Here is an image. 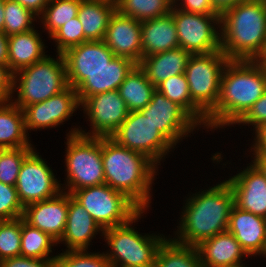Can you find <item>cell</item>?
Returning <instances> with one entry per match:
<instances>
[{"label":"cell","mask_w":266,"mask_h":267,"mask_svg":"<svg viewBox=\"0 0 266 267\" xmlns=\"http://www.w3.org/2000/svg\"><path fill=\"white\" fill-rule=\"evenodd\" d=\"M265 92L266 67L261 60H229L216 107L207 115V129L234 125Z\"/></svg>","instance_id":"cell-1"},{"label":"cell","mask_w":266,"mask_h":267,"mask_svg":"<svg viewBox=\"0 0 266 267\" xmlns=\"http://www.w3.org/2000/svg\"><path fill=\"white\" fill-rule=\"evenodd\" d=\"M186 198L177 231L172 240L179 244L197 246L201 241L226 232L234 206V193L225 179L213 187Z\"/></svg>","instance_id":"cell-2"},{"label":"cell","mask_w":266,"mask_h":267,"mask_svg":"<svg viewBox=\"0 0 266 267\" xmlns=\"http://www.w3.org/2000/svg\"><path fill=\"white\" fill-rule=\"evenodd\" d=\"M102 161L105 183L124 193L141 210L149 209L159 167L146 155L119 145L111 137H102Z\"/></svg>","instance_id":"cell-3"},{"label":"cell","mask_w":266,"mask_h":267,"mask_svg":"<svg viewBox=\"0 0 266 267\" xmlns=\"http://www.w3.org/2000/svg\"><path fill=\"white\" fill-rule=\"evenodd\" d=\"M221 51L229 60L266 56V5L245 0L220 15Z\"/></svg>","instance_id":"cell-4"},{"label":"cell","mask_w":266,"mask_h":267,"mask_svg":"<svg viewBox=\"0 0 266 267\" xmlns=\"http://www.w3.org/2000/svg\"><path fill=\"white\" fill-rule=\"evenodd\" d=\"M146 210H140L127 223L103 230V238L110 250L104 255L112 267H147L155 265L159 246L167 238L163 234H140L136 222Z\"/></svg>","instance_id":"cell-5"},{"label":"cell","mask_w":266,"mask_h":267,"mask_svg":"<svg viewBox=\"0 0 266 267\" xmlns=\"http://www.w3.org/2000/svg\"><path fill=\"white\" fill-rule=\"evenodd\" d=\"M66 135V181L61 184L62 191L72 194L78 189L105 184L102 137L81 135L79 127Z\"/></svg>","instance_id":"cell-6"},{"label":"cell","mask_w":266,"mask_h":267,"mask_svg":"<svg viewBox=\"0 0 266 267\" xmlns=\"http://www.w3.org/2000/svg\"><path fill=\"white\" fill-rule=\"evenodd\" d=\"M66 64L63 54L57 53L56 59L46 55L42 60L23 68L14 74V105L21 110L56 95L68 87Z\"/></svg>","instance_id":"cell-7"},{"label":"cell","mask_w":266,"mask_h":267,"mask_svg":"<svg viewBox=\"0 0 266 267\" xmlns=\"http://www.w3.org/2000/svg\"><path fill=\"white\" fill-rule=\"evenodd\" d=\"M229 59L221 51L191 54L184 72L191 100L208 115L217 104L221 74Z\"/></svg>","instance_id":"cell-8"},{"label":"cell","mask_w":266,"mask_h":267,"mask_svg":"<svg viewBox=\"0 0 266 267\" xmlns=\"http://www.w3.org/2000/svg\"><path fill=\"white\" fill-rule=\"evenodd\" d=\"M71 195L103 230L127 223L141 210L124 193L106 183L75 190Z\"/></svg>","instance_id":"cell-9"},{"label":"cell","mask_w":266,"mask_h":267,"mask_svg":"<svg viewBox=\"0 0 266 267\" xmlns=\"http://www.w3.org/2000/svg\"><path fill=\"white\" fill-rule=\"evenodd\" d=\"M119 145L146 155L157 166L175 146L141 111L129 112L119 129L111 136Z\"/></svg>","instance_id":"cell-10"},{"label":"cell","mask_w":266,"mask_h":267,"mask_svg":"<svg viewBox=\"0 0 266 267\" xmlns=\"http://www.w3.org/2000/svg\"><path fill=\"white\" fill-rule=\"evenodd\" d=\"M171 13L176 24L179 47L190 54L221 50L220 14L189 13L173 6Z\"/></svg>","instance_id":"cell-11"},{"label":"cell","mask_w":266,"mask_h":267,"mask_svg":"<svg viewBox=\"0 0 266 267\" xmlns=\"http://www.w3.org/2000/svg\"><path fill=\"white\" fill-rule=\"evenodd\" d=\"M23 207L51 199L61 191V183L47 161L34 150L24 159L15 185Z\"/></svg>","instance_id":"cell-12"},{"label":"cell","mask_w":266,"mask_h":267,"mask_svg":"<svg viewBox=\"0 0 266 267\" xmlns=\"http://www.w3.org/2000/svg\"><path fill=\"white\" fill-rule=\"evenodd\" d=\"M81 108L90 121L91 129L85 132L79 127V134L90 137H111L130 112L118 90L87 97Z\"/></svg>","instance_id":"cell-13"},{"label":"cell","mask_w":266,"mask_h":267,"mask_svg":"<svg viewBox=\"0 0 266 267\" xmlns=\"http://www.w3.org/2000/svg\"><path fill=\"white\" fill-rule=\"evenodd\" d=\"M174 146L201 126L179 105L155 90L150 103L140 110ZM194 130V131H193Z\"/></svg>","instance_id":"cell-14"},{"label":"cell","mask_w":266,"mask_h":267,"mask_svg":"<svg viewBox=\"0 0 266 267\" xmlns=\"http://www.w3.org/2000/svg\"><path fill=\"white\" fill-rule=\"evenodd\" d=\"M78 108L81 109V104L76 89L71 86L45 101L24 107L22 111L27 134L28 130L37 131L62 125Z\"/></svg>","instance_id":"cell-15"},{"label":"cell","mask_w":266,"mask_h":267,"mask_svg":"<svg viewBox=\"0 0 266 267\" xmlns=\"http://www.w3.org/2000/svg\"><path fill=\"white\" fill-rule=\"evenodd\" d=\"M68 85L76 89L89 74L104 69L115 57L103 40L86 41L63 53Z\"/></svg>","instance_id":"cell-16"},{"label":"cell","mask_w":266,"mask_h":267,"mask_svg":"<svg viewBox=\"0 0 266 267\" xmlns=\"http://www.w3.org/2000/svg\"><path fill=\"white\" fill-rule=\"evenodd\" d=\"M103 41L115 56L139 64L142 59L141 22L121 14L117 9L111 15Z\"/></svg>","instance_id":"cell-17"},{"label":"cell","mask_w":266,"mask_h":267,"mask_svg":"<svg viewBox=\"0 0 266 267\" xmlns=\"http://www.w3.org/2000/svg\"><path fill=\"white\" fill-rule=\"evenodd\" d=\"M227 181L234 193V204L266 218V178L251 162Z\"/></svg>","instance_id":"cell-18"},{"label":"cell","mask_w":266,"mask_h":267,"mask_svg":"<svg viewBox=\"0 0 266 267\" xmlns=\"http://www.w3.org/2000/svg\"><path fill=\"white\" fill-rule=\"evenodd\" d=\"M67 216L68 193L61 191L51 199L25 206L22 218L30 226L48 233L58 242L64 234Z\"/></svg>","instance_id":"cell-19"},{"label":"cell","mask_w":266,"mask_h":267,"mask_svg":"<svg viewBox=\"0 0 266 267\" xmlns=\"http://www.w3.org/2000/svg\"><path fill=\"white\" fill-rule=\"evenodd\" d=\"M227 231L249 256L266 258V218L238 208L231 209Z\"/></svg>","instance_id":"cell-20"},{"label":"cell","mask_w":266,"mask_h":267,"mask_svg":"<svg viewBox=\"0 0 266 267\" xmlns=\"http://www.w3.org/2000/svg\"><path fill=\"white\" fill-rule=\"evenodd\" d=\"M103 229L89 212L68 193V216L63 236L57 244H64L66 250H88L92 239Z\"/></svg>","instance_id":"cell-21"},{"label":"cell","mask_w":266,"mask_h":267,"mask_svg":"<svg viewBox=\"0 0 266 267\" xmlns=\"http://www.w3.org/2000/svg\"><path fill=\"white\" fill-rule=\"evenodd\" d=\"M202 267H227L243 263L249 257L228 231L201 241L197 246Z\"/></svg>","instance_id":"cell-22"},{"label":"cell","mask_w":266,"mask_h":267,"mask_svg":"<svg viewBox=\"0 0 266 267\" xmlns=\"http://www.w3.org/2000/svg\"><path fill=\"white\" fill-rule=\"evenodd\" d=\"M135 65L128 58L115 56L104 69L91 72L76 88L79 103L95 94L118 90Z\"/></svg>","instance_id":"cell-23"},{"label":"cell","mask_w":266,"mask_h":267,"mask_svg":"<svg viewBox=\"0 0 266 267\" xmlns=\"http://www.w3.org/2000/svg\"><path fill=\"white\" fill-rule=\"evenodd\" d=\"M142 58L178 48V35L173 14L141 22Z\"/></svg>","instance_id":"cell-24"},{"label":"cell","mask_w":266,"mask_h":267,"mask_svg":"<svg viewBox=\"0 0 266 267\" xmlns=\"http://www.w3.org/2000/svg\"><path fill=\"white\" fill-rule=\"evenodd\" d=\"M191 54L181 47L145 56L138 64L156 87L172 76L184 74Z\"/></svg>","instance_id":"cell-25"},{"label":"cell","mask_w":266,"mask_h":267,"mask_svg":"<svg viewBox=\"0 0 266 267\" xmlns=\"http://www.w3.org/2000/svg\"><path fill=\"white\" fill-rule=\"evenodd\" d=\"M45 47L35 29L8 36V66L11 71L15 74L42 60L46 56Z\"/></svg>","instance_id":"cell-26"},{"label":"cell","mask_w":266,"mask_h":267,"mask_svg":"<svg viewBox=\"0 0 266 267\" xmlns=\"http://www.w3.org/2000/svg\"><path fill=\"white\" fill-rule=\"evenodd\" d=\"M23 111L11 101L0 104V149L32 147Z\"/></svg>","instance_id":"cell-27"},{"label":"cell","mask_w":266,"mask_h":267,"mask_svg":"<svg viewBox=\"0 0 266 267\" xmlns=\"http://www.w3.org/2000/svg\"><path fill=\"white\" fill-rule=\"evenodd\" d=\"M116 6L100 1L81 0L78 18L82 24L86 41H100L104 39L111 15Z\"/></svg>","instance_id":"cell-28"},{"label":"cell","mask_w":266,"mask_h":267,"mask_svg":"<svg viewBox=\"0 0 266 267\" xmlns=\"http://www.w3.org/2000/svg\"><path fill=\"white\" fill-rule=\"evenodd\" d=\"M156 87L148 80L143 69L136 64L119 86L121 98L129 111H140L151 101Z\"/></svg>","instance_id":"cell-29"},{"label":"cell","mask_w":266,"mask_h":267,"mask_svg":"<svg viewBox=\"0 0 266 267\" xmlns=\"http://www.w3.org/2000/svg\"><path fill=\"white\" fill-rule=\"evenodd\" d=\"M170 101L181 106L201 127L207 129V115L191 100L185 74H179L162 81L156 86Z\"/></svg>","instance_id":"cell-30"},{"label":"cell","mask_w":266,"mask_h":267,"mask_svg":"<svg viewBox=\"0 0 266 267\" xmlns=\"http://www.w3.org/2000/svg\"><path fill=\"white\" fill-rule=\"evenodd\" d=\"M154 267H202L196 246L183 245L166 238L159 246Z\"/></svg>","instance_id":"cell-31"},{"label":"cell","mask_w":266,"mask_h":267,"mask_svg":"<svg viewBox=\"0 0 266 267\" xmlns=\"http://www.w3.org/2000/svg\"><path fill=\"white\" fill-rule=\"evenodd\" d=\"M57 241L48 233L30 226L21 217V251L20 255L28 258L54 260L57 255L52 254V247Z\"/></svg>","instance_id":"cell-32"},{"label":"cell","mask_w":266,"mask_h":267,"mask_svg":"<svg viewBox=\"0 0 266 267\" xmlns=\"http://www.w3.org/2000/svg\"><path fill=\"white\" fill-rule=\"evenodd\" d=\"M172 6L173 0H120L116 9L142 22L169 14Z\"/></svg>","instance_id":"cell-33"},{"label":"cell","mask_w":266,"mask_h":267,"mask_svg":"<svg viewBox=\"0 0 266 267\" xmlns=\"http://www.w3.org/2000/svg\"><path fill=\"white\" fill-rule=\"evenodd\" d=\"M81 0H49L41 16L40 23L49 37L64 23L78 15Z\"/></svg>","instance_id":"cell-34"},{"label":"cell","mask_w":266,"mask_h":267,"mask_svg":"<svg viewBox=\"0 0 266 267\" xmlns=\"http://www.w3.org/2000/svg\"><path fill=\"white\" fill-rule=\"evenodd\" d=\"M36 15L15 0H5L3 33L8 37L35 28Z\"/></svg>","instance_id":"cell-35"},{"label":"cell","mask_w":266,"mask_h":267,"mask_svg":"<svg viewBox=\"0 0 266 267\" xmlns=\"http://www.w3.org/2000/svg\"><path fill=\"white\" fill-rule=\"evenodd\" d=\"M33 147L0 149V182L15 186L24 159Z\"/></svg>","instance_id":"cell-36"},{"label":"cell","mask_w":266,"mask_h":267,"mask_svg":"<svg viewBox=\"0 0 266 267\" xmlns=\"http://www.w3.org/2000/svg\"><path fill=\"white\" fill-rule=\"evenodd\" d=\"M54 267H112L104 252L65 250L54 259Z\"/></svg>","instance_id":"cell-37"},{"label":"cell","mask_w":266,"mask_h":267,"mask_svg":"<svg viewBox=\"0 0 266 267\" xmlns=\"http://www.w3.org/2000/svg\"><path fill=\"white\" fill-rule=\"evenodd\" d=\"M21 218L0 220V261L20 256Z\"/></svg>","instance_id":"cell-38"},{"label":"cell","mask_w":266,"mask_h":267,"mask_svg":"<svg viewBox=\"0 0 266 267\" xmlns=\"http://www.w3.org/2000/svg\"><path fill=\"white\" fill-rule=\"evenodd\" d=\"M55 41L56 52L63 54L67 49L85 42L82 24L78 16L71 18L58 28L51 36Z\"/></svg>","instance_id":"cell-39"},{"label":"cell","mask_w":266,"mask_h":267,"mask_svg":"<svg viewBox=\"0 0 266 267\" xmlns=\"http://www.w3.org/2000/svg\"><path fill=\"white\" fill-rule=\"evenodd\" d=\"M23 211L16 187L0 182V220L21 218Z\"/></svg>","instance_id":"cell-40"},{"label":"cell","mask_w":266,"mask_h":267,"mask_svg":"<svg viewBox=\"0 0 266 267\" xmlns=\"http://www.w3.org/2000/svg\"><path fill=\"white\" fill-rule=\"evenodd\" d=\"M266 123V92L253 106L235 123V125L253 126V131Z\"/></svg>","instance_id":"cell-41"},{"label":"cell","mask_w":266,"mask_h":267,"mask_svg":"<svg viewBox=\"0 0 266 267\" xmlns=\"http://www.w3.org/2000/svg\"><path fill=\"white\" fill-rule=\"evenodd\" d=\"M180 1L182 2L179 3ZM173 7L189 13H198L203 15L219 14L213 8L211 0H173Z\"/></svg>","instance_id":"cell-42"},{"label":"cell","mask_w":266,"mask_h":267,"mask_svg":"<svg viewBox=\"0 0 266 267\" xmlns=\"http://www.w3.org/2000/svg\"><path fill=\"white\" fill-rule=\"evenodd\" d=\"M14 73L8 65H0V104L10 102L13 97Z\"/></svg>","instance_id":"cell-43"},{"label":"cell","mask_w":266,"mask_h":267,"mask_svg":"<svg viewBox=\"0 0 266 267\" xmlns=\"http://www.w3.org/2000/svg\"><path fill=\"white\" fill-rule=\"evenodd\" d=\"M0 267H54V260H43L17 256L0 261Z\"/></svg>","instance_id":"cell-44"},{"label":"cell","mask_w":266,"mask_h":267,"mask_svg":"<svg viewBox=\"0 0 266 267\" xmlns=\"http://www.w3.org/2000/svg\"><path fill=\"white\" fill-rule=\"evenodd\" d=\"M255 138L249 152L253 156H266V123H263L254 130Z\"/></svg>","instance_id":"cell-45"},{"label":"cell","mask_w":266,"mask_h":267,"mask_svg":"<svg viewBox=\"0 0 266 267\" xmlns=\"http://www.w3.org/2000/svg\"><path fill=\"white\" fill-rule=\"evenodd\" d=\"M15 1H17L24 8L30 10L34 15L39 17L43 13L49 0H15Z\"/></svg>","instance_id":"cell-46"},{"label":"cell","mask_w":266,"mask_h":267,"mask_svg":"<svg viewBox=\"0 0 266 267\" xmlns=\"http://www.w3.org/2000/svg\"><path fill=\"white\" fill-rule=\"evenodd\" d=\"M245 0H211L213 8L221 15L225 10Z\"/></svg>","instance_id":"cell-47"},{"label":"cell","mask_w":266,"mask_h":267,"mask_svg":"<svg viewBox=\"0 0 266 267\" xmlns=\"http://www.w3.org/2000/svg\"><path fill=\"white\" fill-rule=\"evenodd\" d=\"M0 65H8V37L0 32Z\"/></svg>","instance_id":"cell-48"},{"label":"cell","mask_w":266,"mask_h":267,"mask_svg":"<svg viewBox=\"0 0 266 267\" xmlns=\"http://www.w3.org/2000/svg\"><path fill=\"white\" fill-rule=\"evenodd\" d=\"M253 159L251 162L261 171V173L266 178V156H254Z\"/></svg>","instance_id":"cell-49"},{"label":"cell","mask_w":266,"mask_h":267,"mask_svg":"<svg viewBox=\"0 0 266 267\" xmlns=\"http://www.w3.org/2000/svg\"><path fill=\"white\" fill-rule=\"evenodd\" d=\"M4 6L5 0H0V32L3 33L4 27Z\"/></svg>","instance_id":"cell-50"},{"label":"cell","mask_w":266,"mask_h":267,"mask_svg":"<svg viewBox=\"0 0 266 267\" xmlns=\"http://www.w3.org/2000/svg\"><path fill=\"white\" fill-rule=\"evenodd\" d=\"M89 1H100V2H106V3H111L115 6L118 5V0H89Z\"/></svg>","instance_id":"cell-51"},{"label":"cell","mask_w":266,"mask_h":267,"mask_svg":"<svg viewBox=\"0 0 266 267\" xmlns=\"http://www.w3.org/2000/svg\"><path fill=\"white\" fill-rule=\"evenodd\" d=\"M227 267H247V266H245V263H241V264H238V265L227 266Z\"/></svg>","instance_id":"cell-52"},{"label":"cell","mask_w":266,"mask_h":267,"mask_svg":"<svg viewBox=\"0 0 266 267\" xmlns=\"http://www.w3.org/2000/svg\"><path fill=\"white\" fill-rule=\"evenodd\" d=\"M261 62L265 65L266 67V56L261 60Z\"/></svg>","instance_id":"cell-53"}]
</instances>
